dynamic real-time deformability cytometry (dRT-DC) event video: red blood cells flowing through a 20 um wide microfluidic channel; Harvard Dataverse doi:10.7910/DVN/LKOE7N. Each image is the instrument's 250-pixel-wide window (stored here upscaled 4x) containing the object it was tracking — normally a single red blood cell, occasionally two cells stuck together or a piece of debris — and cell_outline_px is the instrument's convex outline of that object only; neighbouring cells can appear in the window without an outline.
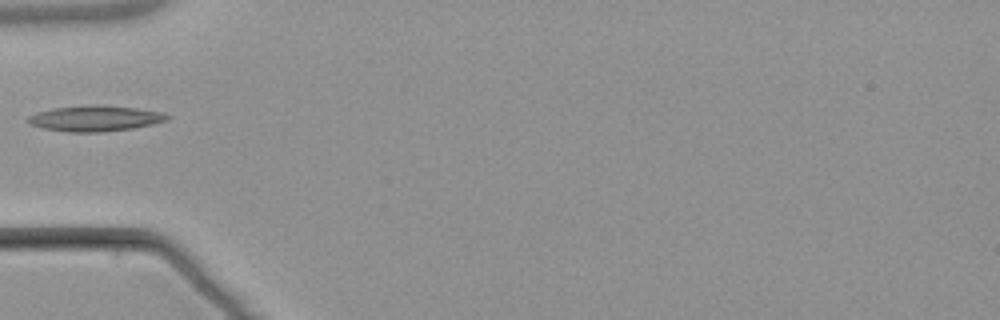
{"species": "common noctule bat (a hibernating species)", "species_latin": "Nyctalus noctula", "temperature_condition": "warm", "stored_images_in_passage": 3, "camera_frame_rate_fps": 3000, "um_per_image_px": 0.085, "animal": {"sex": "male", "body_mass_g": 21.5, "forearm_length_mm": 52.0}, "frame": {"image": 1, "passage_image": 2, "time_ms": 1.333, "image_size_px": [1000, 320], "cell_outline_px": [[172, 116], [168, 120], [152, 124], [132, 128], [100, 132], [68, 132], [44, 128], [28, 124], [24, 120], [28, 116], [36, 112], [52, 108], [92, 104], [100, 104], [136, 108], [160, 112]], "centroid_in_image_um": [8.04, 10.05], "position_along_channel_um": 77.0, "area_um2": 21.04}}
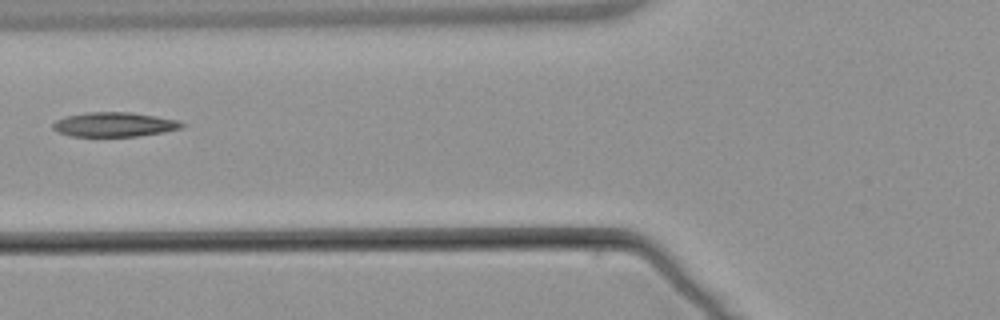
{"frame": {"image": 2, "passage_image": 3, "time_ms": 2.333, "image_size_px": [1000, 320], "cell_outline_px": [[184, 124], [180, 128], [164, 132], [136, 136], [68, 136], [56, 132], [52, 128], [52, 124], [56, 120], [64, 116], [84, 112], [132, 112], [156, 116], [176, 120]], "centroid_in_image_um": [9.63, 10.58], "position_along_channel_um": 116.2, "area_um2": 18.44}}